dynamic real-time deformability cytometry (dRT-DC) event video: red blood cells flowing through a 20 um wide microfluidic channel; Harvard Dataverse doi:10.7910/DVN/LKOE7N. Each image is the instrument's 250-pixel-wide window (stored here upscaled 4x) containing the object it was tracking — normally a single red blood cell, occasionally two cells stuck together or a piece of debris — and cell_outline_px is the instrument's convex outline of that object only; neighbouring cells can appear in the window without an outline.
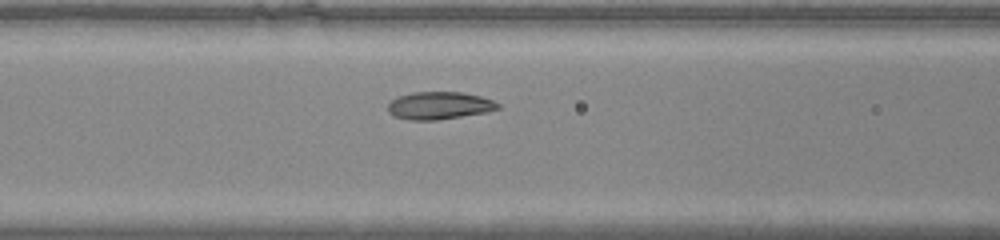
{"species": "common noctule bat (a hibernating species)", "species_latin": "Nyctalus noctula", "temperature_condition": "warm", "stored_images_in_passage": 32, "segment_of_instrument_passage": [2, 2], "camera_frame_rate_fps": 3000, "um_per_image_px": 0.085, "animal": {"sex": "male", "body_mass_g": 20.0, "forearm_length_mm": 53.3}, "frame": {"image": 1, "passage_image": 18, "time_ms": 5.667, "image_size_px": [1000, 240], "cell_outline_px": [[500, 108], [488, 112], [436, 120], [408, 120], [396, 116], [388, 112], [388, 104], [396, 96], [412, 92], [464, 92], [480, 96], [492, 100], [500, 104]], "centroid_in_image_um": [37.34, 8.96], "position_along_channel_um": 129.3, "area_um2": 17.74}}
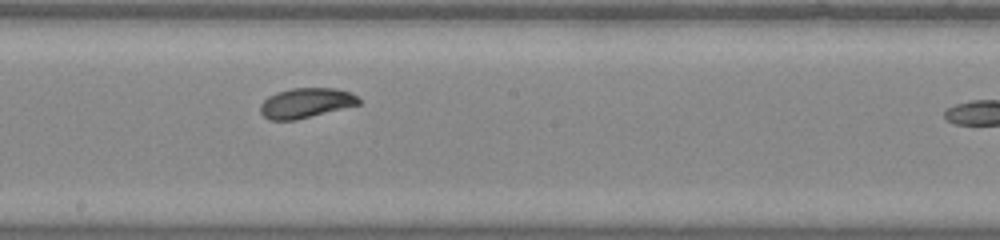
{"frame": {"image": 2, "passage_image": 25, "time_ms": 8.0, "image_size_px": [1000, 240], "cell_outline_px": [[360, 104], [296, 120], [268, 120], [260, 112], [260, 104], [268, 96], [276, 92], [292, 88], [336, 88], [348, 92], [356, 96], [360, 100]], "centroid_in_image_um": [25.97, 8.75], "position_along_channel_um": 222.2, "area_um2": 17.11}}
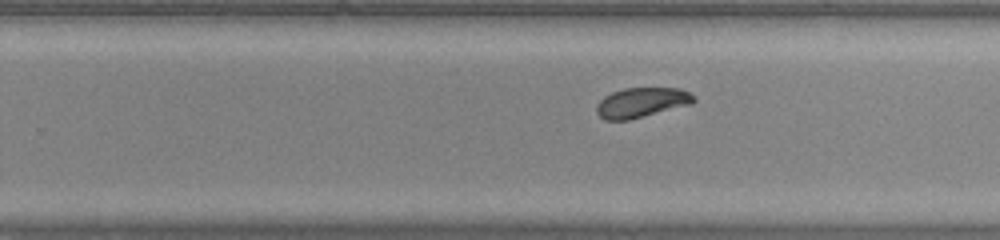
{"frame": {"image": 3, "passage_image": 29, "time_ms": 9.333, "image_size_px": [1000, 240], "cell_outline_px": [[696, 100], [692, 104], [628, 120], [604, 120], [596, 112], [596, 104], [604, 96], [612, 92], [624, 88], [680, 88], [696, 96]], "centroid_in_image_um": [54.53, 8.71], "position_along_channel_um": 275.3, "area_um2": 16.99}}